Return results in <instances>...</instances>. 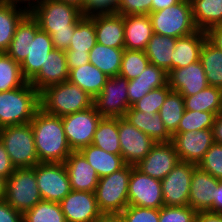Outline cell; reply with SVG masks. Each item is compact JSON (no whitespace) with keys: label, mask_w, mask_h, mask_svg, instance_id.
I'll return each instance as SVG.
<instances>
[{"label":"cell","mask_w":222,"mask_h":222,"mask_svg":"<svg viewBox=\"0 0 222 222\" xmlns=\"http://www.w3.org/2000/svg\"><path fill=\"white\" fill-rule=\"evenodd\" d=\"M180 161L198 165L214 143L212 129L175 132L172 141Z\"/></svg>","instance_id":"cell-15"},{"label":"cell","mask_w":222,"mask_h":222,"mask_svg":"<svg viewBox=\"0 0 222 222\" xmlns=\"http://www.w3.org/2000/svg\"><path fill=\"white\" fill-rule=\"evenodd\" d=\"M79 152L94 168L99 178L112 174L126 165L121 155L106 152L93 144L81 148Z\"/></svg>","instance_id":"cell-31"},{"label":"cell","mask_w":222,"mask_h":222,"mask_svg":"<svg viewBox=\"0 0 222 222\" xmlns=\"http://www.w3.org/2000/svg\"><path fill=\"white\" fill-rule=\"evenodd\" d=\"M219 182L220 180L197 167L191 178L188 206L196 212L213 211L214 190Z\"/></svg>","instance_id":"cell-21"},{"label":"cell","mask_w":222,"mask_h":222,"mask_svg":"<svg viewBox=\"0 0 222 222\" xmlns=\"http://www.w3.org/2000/svg\"><path fill=\"white\" fill-rule=\"evenodd\" d=\"M39 109L40 93L29 82L0 92V129L30 123Z\"/></svg>","instance_id":"cell-3"},{"label":"cell","mask_w":222,"mask_h":222,"mask_svg":"<svg viewBox=\"0 0 222 222\" xmlns=\"http://www.w3.org/2000/svg\"><path fill=\"white\" fill-rule=\"evenodd\" d=\"M152 0H118L117 14L126 15H149L151 13Z\"/></svg>","instance_id":"cell-48"},{"label":"cell","mask_w":222,"mask_h":222,"mask_svg":"<svg viewBox=\"0 0 222 222\" xmlns=\"http://www.w3.org/2000/svg\"><path fill=\"white\" fill-rule=\"evenodd\" d=\"M123 118L152 138L156 143L172 141V135L167 131L158 113H144L142 111L135 110L131 106Z\"/></svg>","instance_id":"cell-26"},{"label":"cell","mask_w":222,"mask_h":222,"mask_svg":"<svg viewBox=\"0 0 222 222\" xmlns=\"http://www.w3.org/2000/svg\"><path fill=\"white\" fill-rule=\"evenodd\" d=\"M42 31L50 34L54 49L69 48L77 23L85 16L75 5L57 0H42L30 11Z\"/></svg>","instance_id":"cell-1"},{"label":"cell","mask_w":222,"mask_h":222,"mask_svg":"<svg viewBox=\"0 0 222 222\" xmlns=\"http://www.w3.org/2000/svg\"><path fill=\"white\" fill-rule=\"evenodd\" d=\"M91 144L106 152L121 155L118 118H102L94 133Z\"/></svg>","instance_id":"cell-36"},{"label":"cell","mask_w":222,"mask_h":222,"mask_svg":"<svg viewBox=\"0 0 222 222\" xmlns=\"http://www.w3.org/2000/svg\"><path fill=\"white\" fill-rule=\"evenodd\" d=\"M168 85L172 91L180 93L183 97L197 94L209 86L200 60L187 67L170 70Z\"/></svg>","instance_id":"cell-18"},{"label":"cell","mask_w":222,"mask_h":222,"mask_svg":"<svg viewBox=\"0 0 222 222\" xmlns=\"http://www.w3.org/2000/svg\"><path fill=\"white\" fill-rule=\"evenodd\" d=\"M131 165L99 178L95 195L102 213H121L128 206V183Z\"/></svg>","instance_id":"cell-7"},{"label":"cell","mask_w":222,"mask_h":222,"mask_svg":"<svg viewBox=\"0 0 222 222\" xmlns=\"http://www.w3.org/2000/svg\"><path fill=\"white\" fill-rule=\"evenodd\" d=\"M179 161L172 142H157L135 167L145 175L163 180Z\"/></svg>","instance_id":"cell-16"},{"label":"cell","mask_w":222,"mask_h":222,"mask_svg":"<svg viewBox=\"0 0 222 222\" xmlns=\"http://www.w3.org/2000/svg\"><path fill=\"white\" fill-rule=\"evenodd\" d=\"M181 0H152L151 12H156L158 10L169 7L173 4H177Z\"/></svg>","instance_id":"cell-58"},{"label":"cell","mask_w":222,"mask_h":222,"mask_svg":"<svg viewBox=\"0 0 222 222\" xmlns=\"http://www.w3.org/2000/svg\"><path fill=\"white\" fill-rule=\"evenodd\" d=\"M39 162L64 163L72 152L59 116L39 109L30 122Z\"/></svg>","instance_id":"cell-2"},{"label":"cell","mask_w":222,"mask_h":222,"mask_svg":"<svg viewBox=\"0 0 222 222\" xmlns=\"http://www.w3.org/2000/svg\"><path fill=\"white\" fill-rule=\"evenodd\" d=\"M95 26L97 43L111 48L124 49V16L117 13L89 16Z\"/></svg>","instance_id":"cell-22"},{"label":"cell","mask_w":222,"mask_h":222,"mask_svg":"<svg viewBox=\"0 0 222 222\" xmlns=\"http://www.w3.org/2000/svg\"><path fill=\"white\" fill-rule=\"evenodd\" d=\"M197 165L179 161L161 180L164 206L188 205L191 178Z\"/></svg>","instance_id":"cell-13"},{"label":"cell","mask_w":222,"mask_h":222,"mask_svg":"<svg viewBox=\"0 0 222 222\" xmlns=\"http://www.w3.org/2000/svg\"><path fill=\"white\" fill-rule=\"evenodd\" d=\"M42 0H0V2H8L13 3L15 5L24 6L29 11L38 3H40ZM25 4V5H22ZM27 4V5H26Z\"/></svg>","instance_id":"cell-59"},{"label":"cell","mask_w":222,"mask_h":222,"mask_svg":"<svg viewBox=\"0 0 222 222\" xmlns=\"http://www.w3.org/2000/svg\"><path fill=\"white\" fill-rule=\"evenodd\" d=\"M59 203L67 222H94L102 213L95 192L72 190Z\"/></svg>","instance_id":"cell-17"},{"label":"cell","mask_w":222,"mask_h":222,"mask_svg":"<svg viewBox=\"0 0 222 222\" xmlns=\"http://www.w3.org/2000/svg\"><path fill=\"white\" fill-rule=\"evenodd\" d=\"M121 156L126 164L135 166L151 151L156 142L131 125L125 118H118Z\"/></svg>","instance_id":"cell-14"},{"label":"cell","mask_w":222,"mask_h":222,"mask_svg":"<svg viewBox=\"0 0 222 222\" xmlns=\"http://www.w3.org/2000/svg\"><path fill=\"white\" fill-rule=\"evenodd\" d=\"M200 62L208 85L222 89V50L216 48L206 39L201 50Z\"/></svg>","instance_id":"cell-37"},{"label":"cell","mask_w":222,"mask_h":222,"mask_svg":"<svg viewBox=\"0 0 222 222\" xmlns=\"http://www.w3.org/2000/svg\"><path fill=\"white\" fill-rule=\"evenodd\" d=\"M68 69L72 70L89 63V53L65 52Z\"/></svg>","instance_id":"cell-52"},{"label":"cell","mask_w":222,"mask_h":222,"mask_svg":"<svg viewBox=\"0 0 222 222\" xmlns=\"http://www.w3.org/2000/svg\"><path fill=\"white\" fill-rule=\"evenodd\" d=\"M212 133L214 142L222 144V111L215 115Z\"/></svg>","instance_id":"cell-55"},{"label":"cell","mask_w":222,"mask_h":222,"mask_svg":"<svg viewBox=\"0 0 222 222\" xmlns=\"http://www.w3.org/2000/svg\"><path fill=\"white\" fill-rule=\"evenodd\" d=\"M206 32L198 30L193 34L179 37L175 43L173 55V69L187 67L200 60V54L205 40Z\"/></svg>","instance_id":"cell-27"},{"label":"cell","mask_w":222,"mask_h":222,"mask_svg":"<svg viewBox=\"0 0 222 222\" xmlns=\"http://www.w3.org/2000/svg\"><path fill=\"white\" fill-rule=\"evenodd\" d=\"M121 215L124 222H159V209L128 205Z\"/></svg>","instance_id":"cell-47"},{"label":"cell","mask_w":222,"mask_h":222,"mask_svg":"<svg viewBox=\"0 0 222 222\" xmlns=\"http://www.w3.org/2000/svg\"><path fill=\"white\" fill-rule=\"evenodd\" d=\"M213 198V212L222 213V181L219 182L218 187L214 190Z\"/></svg>","instance_id":"cell-56"},{"label":"cell","mask_w":222,"mask_h":222,"mask_svg":"<svg viewBox=\"0 0 222 222\" xmlns=\"http://www.w3.org/2000/svg\"><path fill=\"white\" fill-rule=\"evenodd\" d=\"M108 77L90 62L69 70L68 81L83 89L93 99L102 91Z\"/></svg>","instance_id":"cell-32"},{"label":"cell","mask_w":222,"mask_h":222,"mask_svg":"<svg viewBox=\"0 0 222 222\" xmlns=\"http://www.w3.org/2000/svg\"><path fill=\"white\" fill-rule=\"evenodd\" d=\"M197 167L222 181V144L214 142Z\"/></svg>","instance_id":"cell-45"},{"label":"cell","mask_w":222,"mask_h":222,"mask_svg":"<svg viewBox=\"0 0 222 222\" xmlns=\"http://www.w3.org/2000/svg\"><path fill=\"white\" fill-rule=\"evenodd\" d=\"M35 177L44 201L59 203L72 191L64 163L40 162L35 165Z\"/></svg>","instance_id":"cell-9"},{"label":"cell","mask_w":222,"mask_h":222,"mask_svg":"<svg viewBox=\"0 0 222 222\" xmlns=\"http://www.w3.org/2000/svg\"><path fill=\"white\" fill-rule=\"evenodd\" d=\"M168 83V73L162 68L149 63L144 72L129 80L128 83V101L129 107L143 98L153 89L165 86Z\"/></svg>","instance_id":"cell-25"},{"label":"cell","mask_w":222,"mask_h":222,"mask_svg":"<svg viewBox=\"0 0 222 222\" xmlns=\"http://www.w3.org/2000/svg\"><path fill=\"white\" fill-rule=\"evenodd\" d=\"M184 106L185 110L217 115L222 111V89L209 85L197 94L184 97Z\"/></svg>","instance_id":"cell-35"},{"label":"cell","mask_w":222,"mask_h":222,"mask_svg":"<svg viewBox=\"0 0 222 222\" xmlns=\"http://www.w3.org/2000/svg\"><path fill=\"white\" fill-rule=\"evenodd\" d=\"M184 111V97L178 92L171 91L158 112L167 131L171 135L177 131Z\"/></svg>","instance_id":"cell-39"},{"label":"cell","mask_w":222,"mask_h":222,"mask_svg":"<svg viewBox=\"0 0 222 222\" xmlns=\"http://www.w3.org/2000/svg\"><path fill=\"white\" fill-rule=\"evenodd\" d=\"M47 57L44 66L29 81L39 93L48 86L68 80L69 69L65 51L53 49Z\"/></svg>","instance_id":"cell-19"},{"label":"cell","mask_w":222,"mask_h":222,"mask_svg":"<svg viewBox=\"0 0 222 222\" xmlns=\"http://www.w3.org/2000/svg\"><path fill=\"white\" fill-rule=\"evenodd\" d=\"M118 0H85V15L117 12Z\"/></svg>","instance_id":"cell-49"},{"label":"cell","mask_w":222,"mask_h":222,"mask_svg":"<svg viewBox=\"0 0 222 222\" xmlns=\"http://www.w3.org/2000/svg\"><path fill=\"white\" fill-rule=\"evenodd\" d=\"M197 212L190 206H163L159 209V222H195Z\"/></svg>","instance_id":"cell-46"},{"label":"cell","mask_w":222,"mask_h":222,"mask_svg":"<svg viewBox=\"0 0 222 222\" xmlns=\"http://www.w3.org/2000/svg\"><path fill=\"white\" fill-rule=\"evenodd\" d=\"M215 114L185 110L176 132L199 131L212 129Z\"/></svg>","instance_id":"cell-43"},{"label":"cell","mask_w":222,"mask_h":222,"mask_svg":"<svg viewBox=\"0 0 222 222\" xmlns=\"http://www.w3.org/2000/svg\"><path fill=\"white\" fill-rule=\"evenodd\" d=\"M195 222H222V213L213 211H198Z\"/></svg>","instance_id":"cell-54"},{"label":"cell","mask_w":222,"mask_h":222,"mask_svg":"<svg viewBox=\"0 0 222 222\" xmlns=\"http://www.w3.org/2000/svg\"><path fill=\"white\" fill-rule=\"evenodd\" d=\"M124 49L111 48L96 43L89 52V62L108 78L119 75Z\"/></svg>","instance_id":"cell-33"},{"label":"cell","mask_w":222,"mask_h":222,"mask_svg":"<svg viewBox=\"0 0 222 222\" xmlns=\"http://www.w3.org/2000/svg\"><path fill=\"white\" fill-rule=\"evenodd\" d=\"M27 82L23 77L20 64L7 53H0V92L14 90Z\"/></svg>","instance_id":"cell-40"},{"label":"cell","mask_w":222,"mask_h":222,"mask_svg":"<svg viewBox=\"0 0 222 222\" xmlns=\"http://www.w3.org/2000/svg\"><path fill=\"white\" fill-rule=\"evenodd\" d=\"M28 13L24 6L0 2V53L8 50L17 25Z\"/></svg>","instance_id":"cell-29"},{"label":"cell","mask_w":222,"mask_h":222,"mask_svg":"<svg viewBox=\"0 0 222 222\" xmlns=\"http://www.w3.org/2000/svg\"><path fill=\"white\" fill-rule=\"evenodd\" d=\"M195 26L207 31L215 25H222V0H190Z\"/></svg>","instance_id":"cell-34"},{"label":"cell","mask_w":222,"mask_h":222,"mask_svg":"<svg viewBox=\"0 0 222 222\" xmlns=\"http://www.w3.org/2000/svg\"><path fill=\"white\" fill-rule=\"evenodd\" d=\"M0 141L15 168H32L40 163L30 123L1 128Z\"/></svg>","instance_id":"cell-6"},{"label":"cell","mask_w":222,"mask_h":222,"mask_svg":"<svg viewBox=\"0 0 222 222\" xmlns=\"http://www.w3.org/2000/svg\"><path fill=\"white\" fill-rule=\"evenodd\" d=\"M153 34L149 15L124 16V49L144 51Z\"/></svg>","instance_id":"cell-24"},{"label":"cell","mask_w":222,"mask_h":222,"mask_svg":"<svg viewBox=\"0 0 222 222\" xmlns=\"http://www.w3.org/2000/svg\"><path fill=\"white\" fill-rule=\"evenodd\" d=\"M177 38L154 33L145 51L151 64L162 68L165 72L173 69V55Z\"/></svg>","instance_id":"cell-30"},{"label":"cell","mask_w":222,"mask_h":222,"mask_svg":"<svg viewBox=\"0 0 222 222\" xmlns=\"http://www.w3.org/2000/svg\"><path fill=\"white\" fill-rule=\"evenodd\" d=\"M94 222H124L121 213H101Z\"/></svg>","instance_id":"cell-57"},{"label":"cell","mask_w":222,"mask_h":222,"mask_svg":"<svg viewBox=\"0 0 222 222\" xmlns=\"http://www.w3.org/2000/svg\"><path fill=\"white\" fill-rule=\"evenodd\" d=\"M153 33L179 38L198 31L195 26L190 0H181L149 14Z\"/></svg>","instance_id":"cell-5"},{"label":"cell","mask_w":222,"mask_h":222,"mask_svg":"<svg viewBox=\"0 0 222 222\" xmlns=\"http://www.w3.org/2000/svg\"><path fill=\"white\" fill-rule=\"evenodd\" d=\"M207 40L219 50H222V25H215L206 31Z\"/></svg>","instance_id":"cell-53"},{"label":"cell","mask_w":222,"mask_h":222,"mask_svg":"<svg viewBox=\"0 0 222 222\" xmlns=\"http://www.w3.org/2000/svg\"><path fill=\"white\" fill-rule=\"evenodd\" d=\"M72 190L95 192L99 177L79 151H72L64 161Z\"/></svg>","instance_id":"cell-20"},{"label":"cell","mask_w":222,"mask_h":222,"mask_svg":"<svg viewBox=\"0 0 222 222\" xmlns=\"http://www.w3.org/2000/svg\"><path fill=\"white\" fill-rule=\"evenodd\" d=\"M5 183L6 180L0 177V200L4 199L5 196Z\"/></svg>","instance_id":"cell-61"},{"label":"cell","mask_w":222,"mask_h":222,"mask_svg":"<svg viewBox=\"0 0 222 222\" xmlns=\"http://www.w3.org/2000/svg\"><path fill=\"white\" fill-rule=\"evenodd\" d=\"M23 222H67L60 203L40 201L22 214Z\"/></svg>","instance_id":"cell-41"},{"label":"cell","mask_w":222,"mask_h":222,"mask_svg":"<svg viewBox=\"0 0 222 222\" xmlns=\"http://www.w3.org/2000/svg\"><path fill=\"white\" fill-rule=\"evenodd\" d=\"M15 166L5 150L3 143L0 141V177L7 180L9 176L15 171Z\"/></svg>","instance_id":"cell-51"},{"label":"cell","mask_w":222,"mask_h":222,"mask_svg":"<svg viewBox=\"0 0 222 222\" xmlns=\"http://www.w3.org/2000/svg\"><path fill=\"white\" fill-rule=\"evenodd\" d=\"M102 118L94 105L86 110L61 117L65 136L72 151H79L92 143Z\"/></svg>","instance_id":"cell-10"},{"label":"cell","mask_w":222,"mask_h":222,"mask_svg":"<svg viewBox=\"0 0 222 222\" xmlns=\"http://www.w3.org/2000/svg\"><path fill=\"white\" fill-rule=\"evenodd\" d=\"M150 61L145 51L124 49L119 75L128 81L140 76Z\"/></svg>","instance_id":"cell-42"},{"label":"cell","mask_w":222,"mask_h":222,"mask_svg":"<svg viewBox=\"0 0 222 222\" xmlns=\"http://www.w3.org/2000/svg\"><path fill=\"white\" fill-rule=\"evenodd\" d=\"M128 205L151 209L163 207L161 180L145 175L131 165V175L128 183Z\"/></svg>","instance_id":"cell-12"},{"label":"cell","mask_w":222,"mask_h":222,"mask_svg":"<svg viewBox=\"0 0 222 222\" xmlns=\"http://www.w3.org/2000/svg\"><path fill=\"white\" fill-rule=\"evenodd\" d=\"M39 29L38 21L29 12L17 25L14 37L5 53L21 64L29 55L30 35H36Z\"/></svg>","instance_id":"cell-28"},{"label":"cell","mask_w":222,"mask_h":222,"mask_svg":"<svg viewBox=\"0 0 222 222\" xmlns=\"http://www.w3.org/2000/svg\"><path fill=\"white\" fill-rule=\"evenodd\" d=\"M4 200L22 214L42 201L35 177V166L15 169L6 180Z\"/></svg>","instance_id":"cell-8"},{"label":"cell","mask_w":222,"mask_h":222,"mask_svg":"<svg viewBox=\"0 0 222 222\" xmlns=\"http://www.w3.org/2000/svg\"><path fill=\"white\" fill-rule=\"evenodd\" d=\"M94 99L70 81L46 87L40 92V109L53 116L86 110L93 106Z\"/></svg>","instance_id":"cell-4"},{"label":"cell","mask_w":222,"mask_h":222,"mask_svg":"<svg viewBox=\"0 0 222 222\" xmlns=\"http://www.w3.org/2000/svg\"><path fill=\"white\" fill-rule=\"evenodd\" d=\"M57 1L75 5L78 8H80L83 11V14L85 15V0H57Z\"/></svg>","instance_id":"cell-60"},{"label":"cell","mask_w":222,"mask_h":222,"mask_svg":"<svg viewBox=\"0 0 222 222\" xmlns=\"http://www.w3.org/2000/svg\"><path fill=\"white\" fill-rule=\"evenodd\" d=\"M129 81L120 76L109 77L93 105L103 118H123L129 107Z\"/></svg>","instance_id":"cell-11"},{"label":"cell","mask_w":222,"mask_h":222,"mask_svg":"<svg viewBox=\"0 0 222 222\" xmlns=\"http://www.w3.org/2000/svg\"><path fill=\"white\" fill-rule=\"evenodd\" d=\"M50 34L39 29L36 35H30L29 55L20 64L23 77L29 82L44 66L53 50Z\"/></svg>","instance_id":"cell-23"},{"label":"cell","mask_w":222,"mask_h":222,"mask_svg":"<svg viewBox=\"0 0 222 222\" xmlns=\"http://www.w3.org/2000/svg\"><path fill=\"white\" fill-rule=\"evenodd\" d=\"M73 35L65 52L89 53L97 43L94 22L87 15L77 23Z\"/></svg>","instance_id":"cell-38"},{"label":"cell","mask_w":222,"mask_h":222,"mask_svg":"<svg viewBox=\"0 0 222 222\" xmlns=\"http://www.w3.org/2000/svg\"><path fill=\"white\" fill-rule=\"evenodd\" d=\"M0 222H23L22 213L2 199L0 200Z\"/></svg>","instance_id":"cell-50"},{"label":"cell","mask_w":222,"mask_h":222,"mask_svg":"<svg viewBox=\"0 0 222 222\" xmlns=\"http://www.w3.org/2000/svg\"><path fill=\"white\" fill-rule=\"evenodd\" d=\"M168 83L165 86L156 88L148 92L143 98L138 100L132 107L146 113H158L164 104L167 95L171 92Z\"/></svg>","instance_id":"cell-44"}]
</instances>
